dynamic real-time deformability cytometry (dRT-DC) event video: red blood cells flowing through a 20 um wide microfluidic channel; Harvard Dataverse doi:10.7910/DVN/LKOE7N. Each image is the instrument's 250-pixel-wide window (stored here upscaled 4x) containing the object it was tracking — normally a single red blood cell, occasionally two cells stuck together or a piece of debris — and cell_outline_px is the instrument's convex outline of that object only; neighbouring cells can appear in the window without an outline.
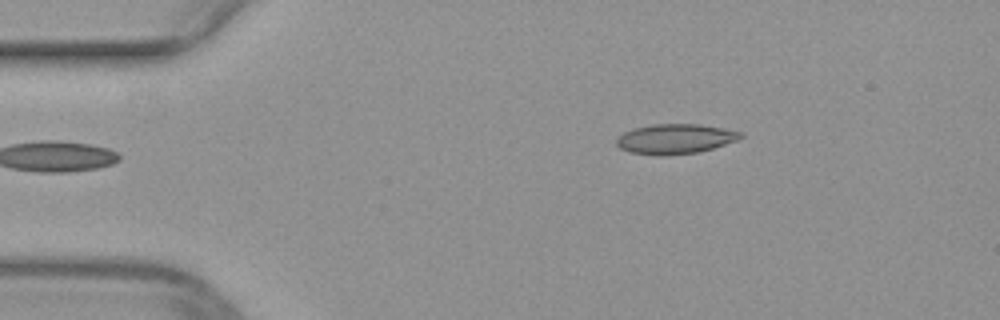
{"species": "common noctule bat (a hibernating species)", "species_latin": "Nyctalus noctula", "temperature_condition": "warm", "stored_images_in_passage": 35, "camera_frame_rate_fps": 3000, "um_per_image_px": 0.085, "animal": {"sex": "female", "body_mass_g": 29.2, "forearm_length_mm": 56.3}, "frame": {"image": 1, "passage_image": 1, "time_ms": 0.0, "image_size_px": [1000, 320], "cell_outline_px": [[744, 136], [736, 140], [712, 148], [696, 152], [664, 156], [656, 156], [632, 152], [620, 148], [616, 144], [616, 136], [624, 132], [636, 128], [652, 124], [700, 124], [724, 128], [744, 132]], "centroid_in_image_um": [57.38, 11.8], "position_along_channel_um": 27.6, "area_um2": 21.62}}
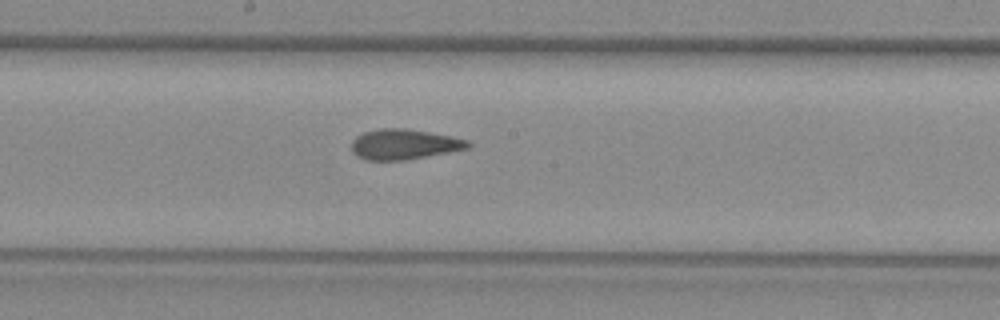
{"frame": {"image": 2, "passage_image": 19, "time_ms": 6.0, "image_size_px": [1000, 320], "cell_outline_px": [[472, 144], [468, 148], [448, 152], [404, 160], [364, 160], [356, 156], [352, 152], [352, 140], [356, 136], [364, 132], [380, 128], [404, 128], [452, 136], [468, 140]], "centroid_in_image_um": [34.32, 12.26], "position_along_channel_um": 213.9, "area_um2": 20.52}}
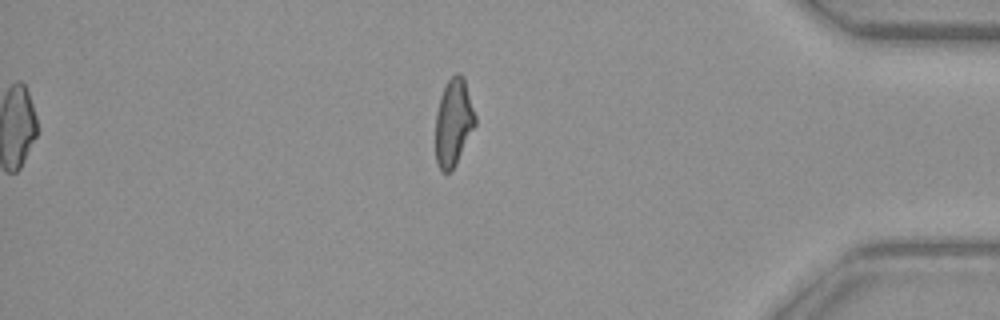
{"frame": {"image": 3, "passage_image": 35, "time_ms": 11.333, "image_size_px": [1000, 320], "cell_outline_px": [[476, 124], [452, 172], [444, 172], [440, 168], [436, 160], [436, 112], [440, 96], [448, 80], [456, 72], [460, 72], [464, 76], [476, 116]], "centroid_in_image_um": [38.56, 10.38], "position_along_channel_um": 396.6, "area_um2": 20.23}}